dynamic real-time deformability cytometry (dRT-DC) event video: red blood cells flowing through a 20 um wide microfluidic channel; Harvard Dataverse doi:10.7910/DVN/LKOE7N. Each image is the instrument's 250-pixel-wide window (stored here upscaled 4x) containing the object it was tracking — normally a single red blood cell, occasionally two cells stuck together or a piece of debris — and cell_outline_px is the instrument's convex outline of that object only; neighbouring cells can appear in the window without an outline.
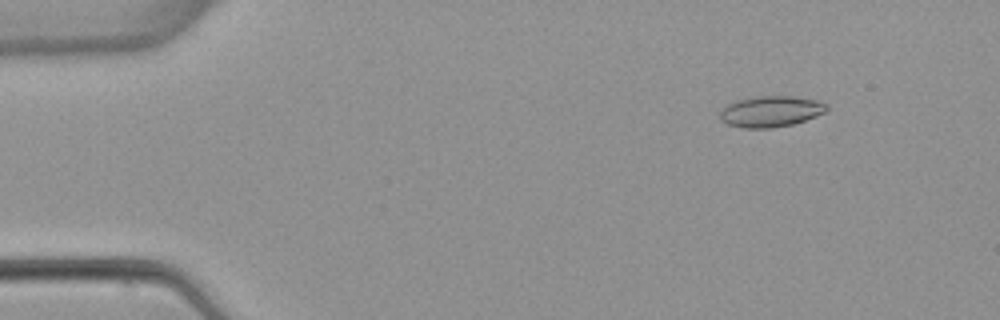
{"species": "common noctule bat (a hibernating species)", "species_latin": "Nyctalus noctula", "temperature_condition": "warm", "stored_images_in_passage": 5, "camera_frame_rate_fps": 3000, "um_per_image_px": 0.085, "animal": {"sex": "female", "body_mass_g": 22.7, "forearm_length_mm": 54.2}, "frame": {"image": 1, "passage_image": 2, "time_ms": 1.333, "image_size_px": [1000, 320], "cell_outline_px": [[828, 112], [792, 124], [772, 128], [744, 128], [728, 124], [720, 120], [720, 112], [728, 104], [736, 100], [756, 96], [792, 96], [820, 100], [828, 104]], "centroid_in_image_um": [65.56, 9.46], "position_along_channel_um": 19.4, "area_um2": 19.42}}
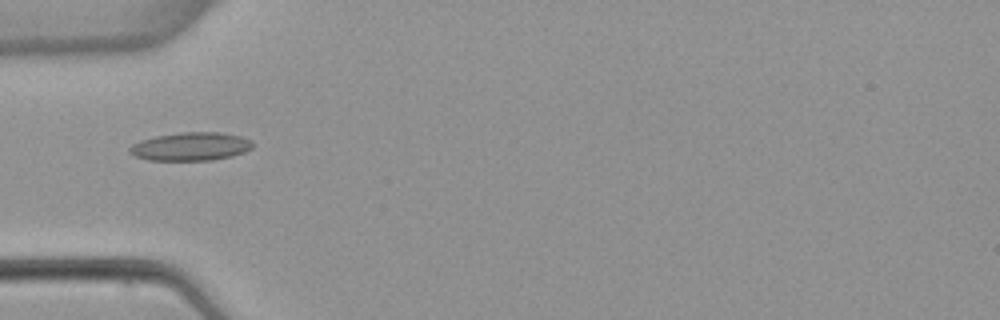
{"frame": {"image": 2, "passage_image": 5, "time_ms": 5.0, "image_size_px": [1000, 320], "cell_outline_px": [[252, 148], [244, 152], [232, 156], [212, 160], [148, 160], [136, 156], [128, 152], [128, 148], [132, 144], [140, 140], [156, 136], [180, 132], [220, 132], [240, 136], [252, 140]], "centroid_in_image_um": [16.2, 12.45], "position_along_channel_um": 68.8, "area_um2": 20.35}}